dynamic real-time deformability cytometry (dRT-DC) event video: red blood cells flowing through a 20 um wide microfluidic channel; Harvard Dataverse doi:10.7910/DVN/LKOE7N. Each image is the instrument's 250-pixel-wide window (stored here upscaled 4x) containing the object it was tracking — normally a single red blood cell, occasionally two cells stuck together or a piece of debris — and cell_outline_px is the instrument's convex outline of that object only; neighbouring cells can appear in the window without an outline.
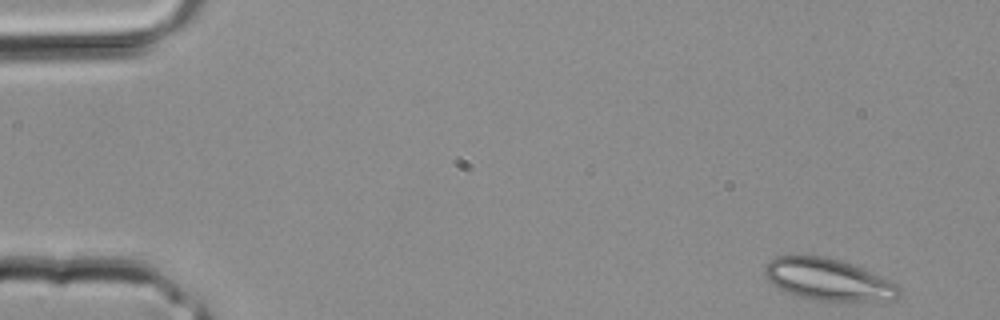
{"species": "common noctule bat (a hibernating species)", "species_latin": "Nyctalus noctula", "temperature_condition": "room temperature", "stored_images_in_passage": 4, "camera_frame_rate_fps": 3000, "um_per_image_px": 0.085, "animal": {"sex": "male", "body_mass_g": 20.4}, "frame": {"image": 1, "passage_image": 1, "time_ms": 0.0, "image_size_px": [1000, 320], "cell_outline_px": [[900, 296], [888, 300], [820, 300], [800, 296], [788, 292], [772, 284], [764, 276], [764, 268], [768, 260], [776, 256], [824, 256], [840, 260], [884, 276], [900, 284]], "centroid_in_image_um": [70.42, 23.74], "position_along_channel_um": 14.6, "area_um2": 32.54}}